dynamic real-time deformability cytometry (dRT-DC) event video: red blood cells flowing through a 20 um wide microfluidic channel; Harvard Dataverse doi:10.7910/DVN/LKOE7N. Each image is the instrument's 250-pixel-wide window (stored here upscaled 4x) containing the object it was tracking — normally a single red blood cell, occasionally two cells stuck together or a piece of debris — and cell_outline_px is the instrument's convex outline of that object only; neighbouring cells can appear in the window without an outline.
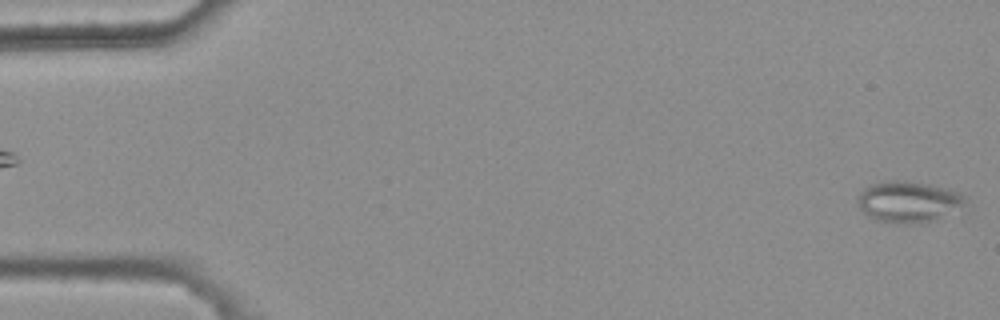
{"species": "common noctule bat (a hibernating species)", "species_latin": "Nyctalus noctula", "temperature_condition": "warm", "stored_images_in_passage": 5, "camera_frame_rate_fps": 3000, "um_per_image_px": 0.085, "animal": {"sex": "female", "body_mass_g": 25.1}, "frame": {"image": 1, "passage_image": 5, "time_ms": 1.333, "image_size_px": [1000, 320], "cell_outline_px": [[968, 196], [964, 204], [932, 220], [920, 224], [900, 224], [876, 220], [868, 216], [860, 208], [856, 200], [860, 192], [864, 188], [872, 184], [888, 180], [904, 180], [928, 184], [944, 188]], "centroid_in_image_um": [77.14, 17.14], "position_along_channel_um": 7.9, "area_um2": 25.55}}